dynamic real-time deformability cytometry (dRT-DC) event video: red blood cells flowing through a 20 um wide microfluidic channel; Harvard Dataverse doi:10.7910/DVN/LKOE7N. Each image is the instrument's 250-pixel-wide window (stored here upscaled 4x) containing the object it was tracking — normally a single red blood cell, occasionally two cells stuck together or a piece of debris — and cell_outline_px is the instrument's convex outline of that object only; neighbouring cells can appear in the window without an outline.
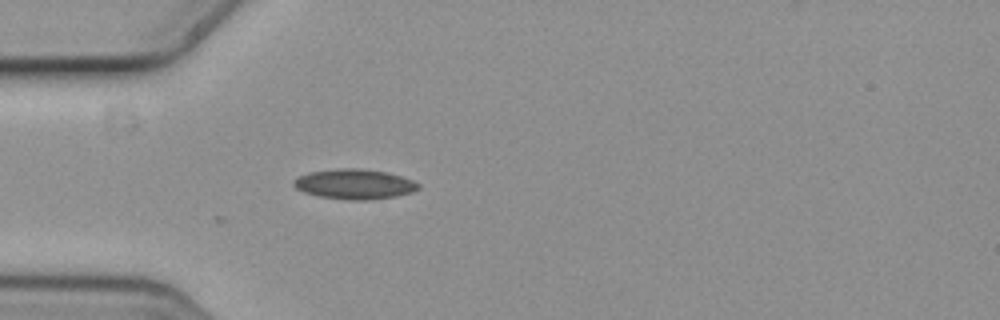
{"species": "common noctule bat (a hibernating species)", "species_latin": "Nyctalus noctula", "temperature_condition": "cold", "stored_images_in_passage": 3, "camera_frame_rate_fps": 3000, "um_per_image_px": 0.085, "animal": {"sex": "female", "body_mass_g": 19.3, "forearm_length_mm": 54.1}, "frame": {"image": 1, "passage_image": 3, "time_ms": 0.667, "image_size_px": [1000, 320], "cell_outline_px": [[420, 188], [412, 192], [396, 196], [368, 200], [348, 200], [320, 196], [304, 192], [296, 188], [292, 184], [292, 180], [300, 176], [312, 172], [336, 168], [360, 168], [384, 172], [400, 176], [412, 180], [420, 184]], "centroid_in_image_um": [30.13, 15.65], "position_along_channel_um": 54.9, "area_um2": 21.68}}